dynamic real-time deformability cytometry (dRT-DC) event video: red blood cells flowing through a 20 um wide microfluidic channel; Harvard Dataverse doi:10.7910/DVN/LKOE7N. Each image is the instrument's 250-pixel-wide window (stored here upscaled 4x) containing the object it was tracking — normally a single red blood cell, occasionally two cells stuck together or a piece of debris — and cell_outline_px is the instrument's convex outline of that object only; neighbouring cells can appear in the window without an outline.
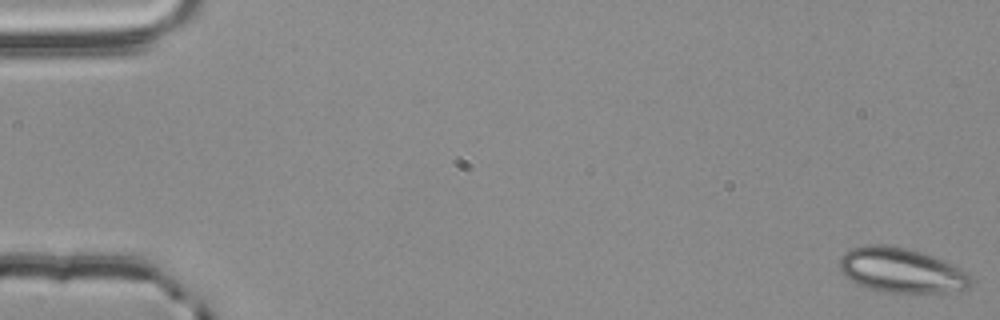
{"species": "common noctule bat (a hibernating species)", "species_latin": "Nyctalus noctula", "temperature_condition": "room temperature", "stored_images_in_passage": 55, "camera_frame_rate_fps": 3000, "um_per_image_px": 0.085, "animal": {"sex": "male", "body_mass_g": 20.4}, "frame": {"image": 1, "passage_image": 1, "time_ms": 0.0, "image_size_px": [1000, 320], "cell_outline_px": [[972, 284], [968, 288], [944, 292], [880, 292], [856, 284], [848, 280], [840, 272], [840, 256], [844, 252], [852, 248], [868, 244], [884, 244], [904, 248], [920, 252], [944, 260], [968, 272], [972, 276]], "centroid_in_image_um": [76.59, 22.98], "position_along_channel_um": 8.4, "area_um2": 34.45}}
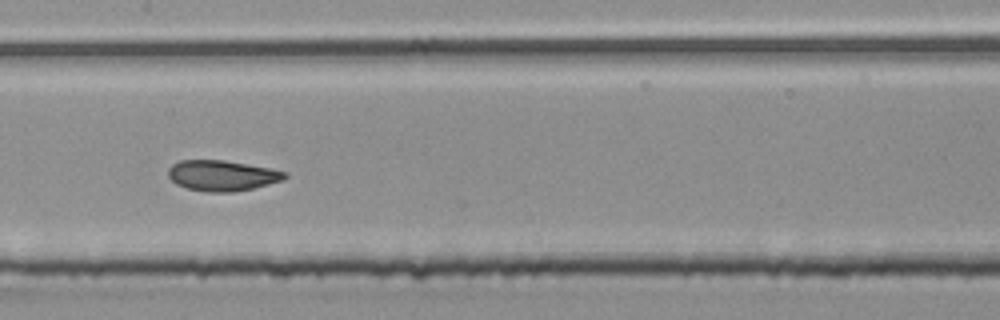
{"frame": {"image": 2, "passage_image": 28, "time_ms": 9.0, "image_size_px": [1000, 320], "cell_outline_px": [[288, 176], [284, 180], [252, 188], [232, 192], [212, 192], [188, 188], [176, 184], [168, 176], [168, 168], [172, 164], [180, 160], [224, 160], [248, 164], [288, 172]], "centroid_in_image_um": [18.88, 14.91], "position_along_channel_um": 188.5, "area_um2": 20.69}}
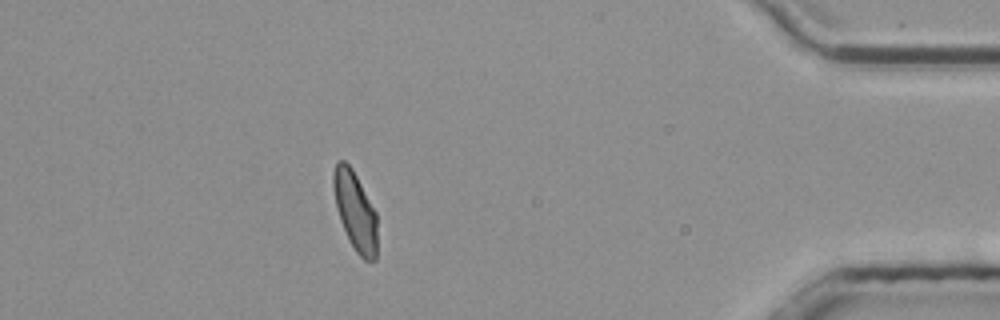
{"frame": {"image": 3, "passage_image": 49, "time_ms": 16.0, "image_size_px": [1000, 320], "cell_outline_px": [[376, 260], [364, 260], [356, 252], [340, 220], [336, 208], [332, 184], [332, 172], [336, 160], [344, 160], [352, 168], [376, 212]], "centroid_in_image_um": [30.16, 17.88], "position_along_channel_um": 405.0, "area_um2": 20.0}, "authors_computed_cell_mechanics": {"area_um2": 20.9814, "velocity_mm_per_s": 3.8094, "shape_relaxation_time_tau1_ms": null, "shape_relaxation_time_tau2_ms": 1.1746, "deformation_change_tau1": null, "deformation_change_tau2": 0.0756}}